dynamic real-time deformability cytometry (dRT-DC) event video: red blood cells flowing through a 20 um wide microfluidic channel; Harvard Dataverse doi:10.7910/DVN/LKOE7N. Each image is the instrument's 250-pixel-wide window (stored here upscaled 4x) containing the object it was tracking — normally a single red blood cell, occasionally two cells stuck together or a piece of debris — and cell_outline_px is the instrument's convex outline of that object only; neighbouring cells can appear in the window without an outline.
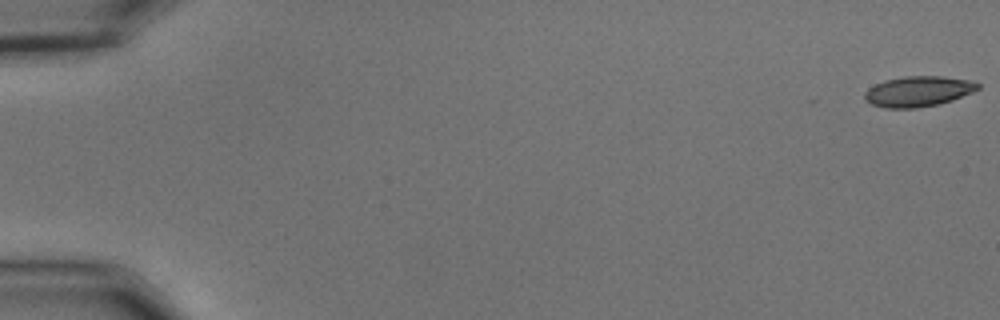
{"species": "common noctule bat (a hibernating species)", "species_latin": "Nyctalus noctula", "temperature_condition": "cold", "stored_images_in_passage": 10, "camera_frame_rate_fps": 3000, "um_per_image_px": 0.085, "animal": {"sex": "male", "body_mass_g": 15.6}, "frame": {"image": 1, "passage_image": 1, "time_ms": 0.0, "image_size_px": [1000, 320], "cell_outline_px": [[980, 88], [972, 92], [952, 100], [936, 104], [916, 108], [884, 108], [872, 104], [864, 100], [864, 92], [868, 88], [884, 80], [904, 76], [940, 76], [972, 80], [980, 84]], "centroid_in_image_um": [78.03, 7.76], "position_along_channel_um": 7.0, "area_um2": 20.11}}